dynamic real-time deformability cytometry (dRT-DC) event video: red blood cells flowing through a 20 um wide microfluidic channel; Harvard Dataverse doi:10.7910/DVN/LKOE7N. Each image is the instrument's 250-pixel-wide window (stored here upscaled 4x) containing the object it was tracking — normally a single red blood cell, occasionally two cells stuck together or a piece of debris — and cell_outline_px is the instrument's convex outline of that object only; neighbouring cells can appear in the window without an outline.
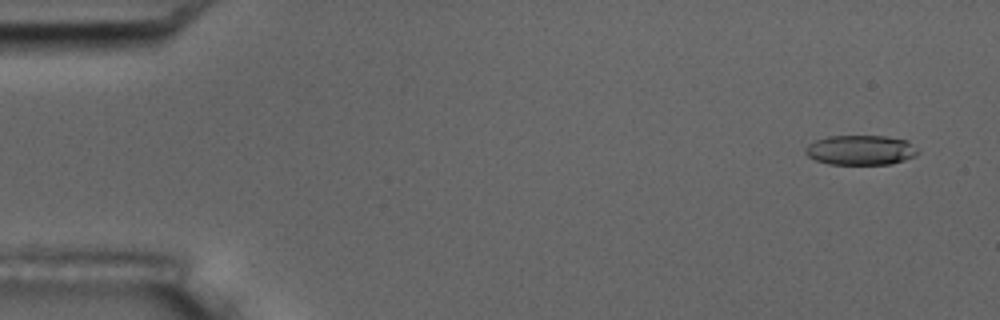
{"species": "common noctule bat (a hibernating species)", "species_latin": "Nyctalus noctula", "temperature_condition": "room temperature", "stored_images_in_passage": 4, "camera_frame_rate_fps": 3000, "um_per_image_px": 0.085, "animal": {"sex": "male", "body_mass_g": 17.5, "forearm_length_mm": 52.3}, "frame": {"image": 1, "passage_image": 1, "time_ms": 0.0, "image_size_px": [1000, 320], "cell_outline_px": [[920, 152], [916, 156], [892, 164], [828, 164], [816, 160], [808, 156], [804, 152], [808, 144], [816, 140], [828, 136], [884, 136], [908, 140]], "centroid_in_image_um": [73.17, 12.76], "position_along_channel_um": 11.8, "area_um2": 19.59}}